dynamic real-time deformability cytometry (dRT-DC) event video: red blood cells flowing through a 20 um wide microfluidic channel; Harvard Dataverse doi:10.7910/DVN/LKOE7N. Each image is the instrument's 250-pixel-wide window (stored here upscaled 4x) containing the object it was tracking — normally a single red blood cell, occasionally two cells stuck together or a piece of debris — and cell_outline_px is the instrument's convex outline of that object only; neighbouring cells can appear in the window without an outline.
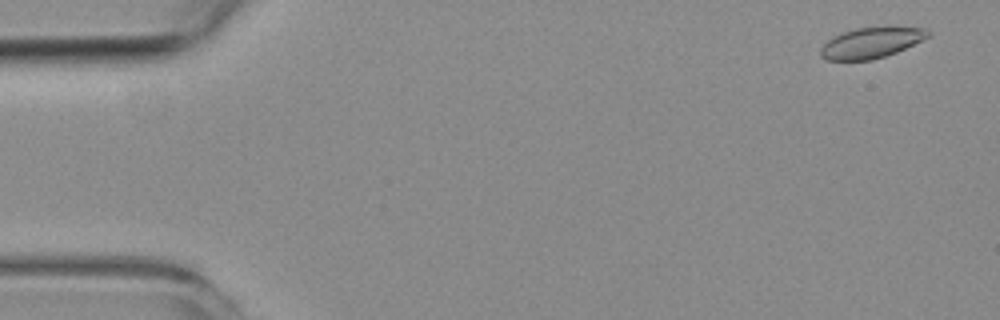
{"species": "common noctule bat (a hibernating species)", "species_latin": "Nyctalus noctula", "temperature_condition": "room temperature", "stored_images_in_passage": 7, "camera_frame_rate_fps": 3000, "um_per_image_px": 0.085, "animal": {"sex": "female", "body_mass_g": 19.3, "forearm_length_mm": 54.1}, "frame": {"image": 1, "passage_image": 1, "time_ms": 0.0, "image_size_px": [1000, 320], "cell_outline_px": [[932, 36], [924, 40], [896, 52], [872, 60], [828, 60], [820, 56], [820, 48], [832, 36], [856, 28], [888, 24], [924, 28], [932, 32]], "centroid_in_image_um": [74.13, 3.58], "position_along_channel_um": 10.9, "area_um2": 19.94}}